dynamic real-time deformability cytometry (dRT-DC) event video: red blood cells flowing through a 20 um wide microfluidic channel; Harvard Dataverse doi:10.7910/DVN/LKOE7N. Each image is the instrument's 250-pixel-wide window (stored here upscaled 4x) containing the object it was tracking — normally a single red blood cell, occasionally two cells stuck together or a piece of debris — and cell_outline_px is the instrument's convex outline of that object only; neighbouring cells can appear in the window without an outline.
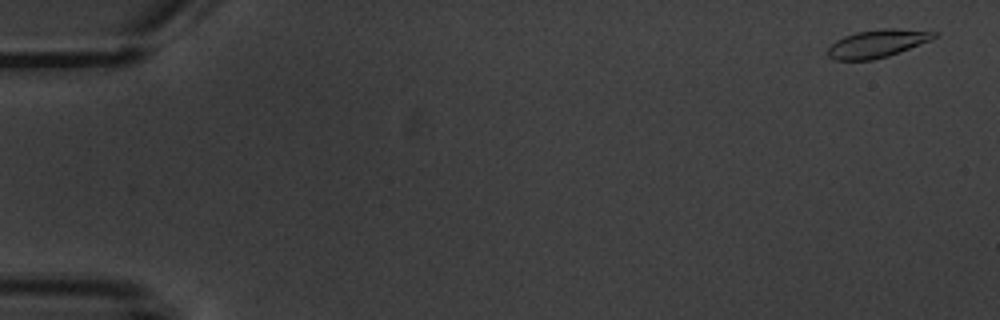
{"species": "common noctule bat (a hibernating species)", "species_latin": "Nyctalus noctula", "temperature_condition": "warm", "stored_images_in_passage": 4, "camera_frame_rate_fps": 3000, "um_per_image_px": 0.085, "animal": {"sex": "male", "body_mass_g": 20.1, "forearm_length_mm": 53.5}, "frame": {"image": 1, "passage_image": 1, "time_ms": 0.0, "image_size_px": [1000, 320], "cell_outline_px": [[936, 36], [932, 40], [888, 56], [872, 60], [836, 60], [828, 56], [828, 48], [836, 40], [844, 36], [856, 32], [884, 28], [896, 28], [936, 32]], "centroid_in_image_um": [74.57, 3.7], "position_along_channel_um": 10.4, "area_um2": 17.17}}